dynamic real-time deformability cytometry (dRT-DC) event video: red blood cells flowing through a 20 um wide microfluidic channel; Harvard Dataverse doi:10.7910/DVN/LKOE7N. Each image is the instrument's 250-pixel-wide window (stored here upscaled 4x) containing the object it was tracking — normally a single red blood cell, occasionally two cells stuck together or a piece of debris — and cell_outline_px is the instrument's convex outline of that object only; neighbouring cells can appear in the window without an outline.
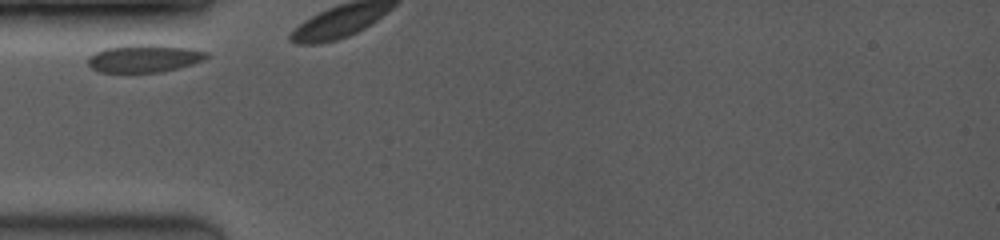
{"species": "common noctule bat (a hibernating species)", "species_latin": "Nyctalus noctula", "temperature_condition": "room temperature", "stored_images_in_passage": 3, "camera_frame_rate_fps": 3500, "um_per_image_px": 0.085, "animal": {"sex": "female", "body_mass_g": 19.0, "forearm_length_mm": 53.3}, "frame": {"image": 1, "passage_image": 1, "time_ms": 0.0, "image_size_px": [1000, 240], "cell_outline_px": [[208, 56], [204, 60], [192, 64], [160, 72], [100, 72], [92, 68], [88, 64], [88, 56], [104, 48], [132, 44], [156, 44], [188, 48], [208, 52]], "centroid_in_image_um": [12.24, 4.95], "position_along_channel_um": 72.8, "area_um2": 19.13}}